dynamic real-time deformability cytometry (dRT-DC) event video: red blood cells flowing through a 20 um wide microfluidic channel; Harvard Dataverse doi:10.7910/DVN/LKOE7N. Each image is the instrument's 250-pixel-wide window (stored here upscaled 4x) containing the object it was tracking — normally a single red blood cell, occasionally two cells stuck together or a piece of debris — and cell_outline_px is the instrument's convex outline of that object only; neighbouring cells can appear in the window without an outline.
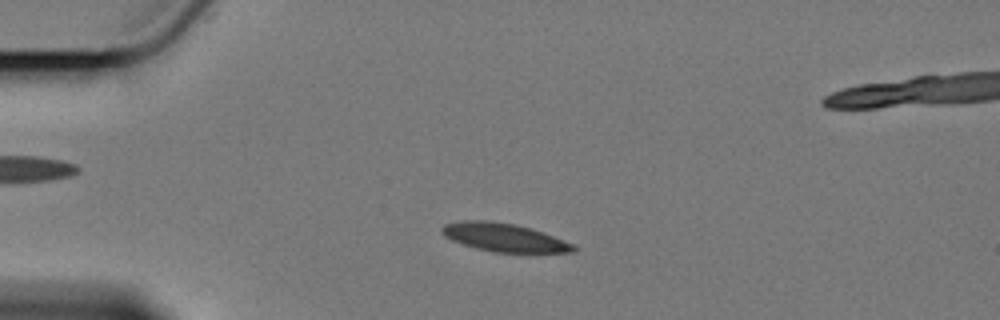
{"species": "Egyptian fruit bat (a non-hibernating species)", "species_latin": "Rousettus aegyptiacus", "temperature_condition": "cold", "stored_images_in_passage": 3, "camera_frame_rate_fps": 3000, "um_per_image_px": 0.085, "animal": {"sex": "female"}, "frame": {"image": 1, "passage_image": 1, "time_ms": 0.0, "image_size_px": [1000, 320], "cell_outline_px": [[576, 252], [492, 252], [476, 248], [452, 240], [444, 236], [440, 232], [440, 228], [444, 224], [460, 220], [488, 220], [516, 224], [552, 236], [572, 244], [576, 248]], "centroid_in_image_um": [42.76, 20.17], "position_along_channel_um": 42.2, "area_um2": 21.44}}